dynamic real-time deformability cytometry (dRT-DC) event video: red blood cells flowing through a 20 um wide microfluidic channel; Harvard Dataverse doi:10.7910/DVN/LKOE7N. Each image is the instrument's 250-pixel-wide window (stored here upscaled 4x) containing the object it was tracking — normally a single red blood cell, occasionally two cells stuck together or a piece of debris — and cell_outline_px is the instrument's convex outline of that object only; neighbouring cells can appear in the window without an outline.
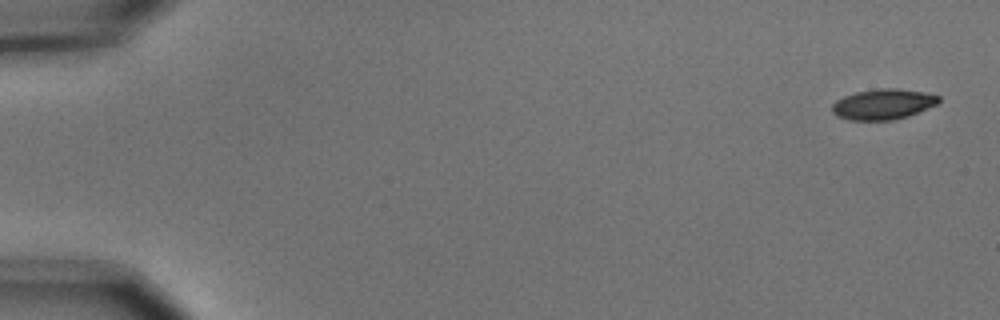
{"species": "common noctule bat (a hibernating species)", "species_latin": "Nyctalus noctula", "temperature_condition": "cold", "stored_images_in_passage": 5, "camera_frame_rate_fps": 3000, "um_per_image_px": 0.085, "animal": {"sex": "male", "body_mass_g": 15.6}, "frame": {"image": 1, "passage_image": 1, "time_ms": 0.0, "image_size_px": [1000, 320], "cell_outline_px": [[940, 104], [908, 116], [892, 120], [848, 120], [836, 116], [832, 112], [832, 104], [836, 100], [844, 96], [856, 92], [880, 88], [896, 88], [924, 92], [940, 96]], "centroid_in_image_um": [75.08, 8.86], "position_along_channel_um": 9.9, "area_um2": 19.13}}
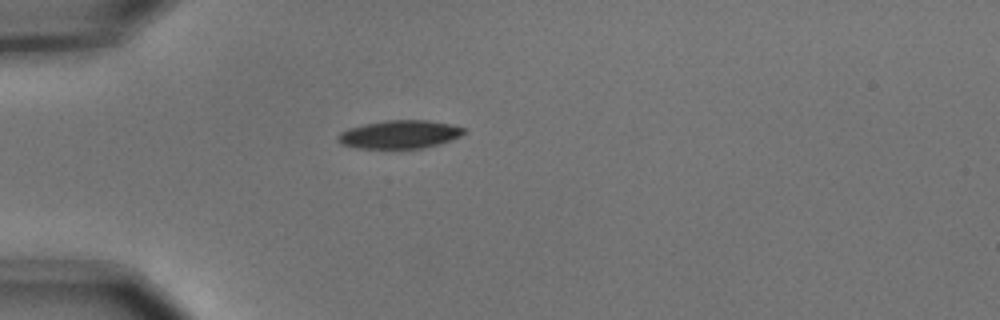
{"frame": {"image": 2, "passage_image": 5, "time_ms": 1.333, "image_size_px": [1000, 320], "cell_outline_px": [[464, 132], [460, 136], [452, 140], [424, 148], [356, 148], [340, 144], [336, 140], [336, 136], [340, 132], [348, 128], [364, 124], [384, 120], [428, 120], [452, 124], [464, 128]], "centroid_in_image_um": [33.93, 11.42], "position_along_channel_um": 51.1, "area_um2": 20.87}}